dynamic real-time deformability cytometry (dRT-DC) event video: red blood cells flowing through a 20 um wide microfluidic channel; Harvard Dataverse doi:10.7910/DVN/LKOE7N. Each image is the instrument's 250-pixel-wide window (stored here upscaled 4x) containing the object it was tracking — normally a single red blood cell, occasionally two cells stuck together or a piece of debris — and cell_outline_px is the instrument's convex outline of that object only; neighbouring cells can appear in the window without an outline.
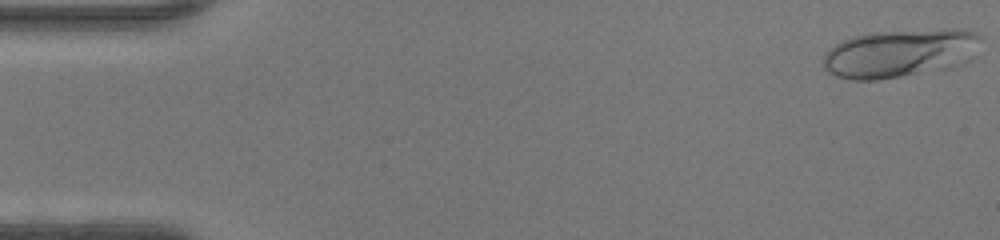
{"species": "human", "species_latin": "Homo sapiens", "temperature_condition": "warm", "stored_images_in_passage": 47, "camera_frame_rate_fps": 3000, "um_per_image_px": 0.085, "donor": {"sex": "female"}, "frame": {"image": 1, "passage_image": 1, "time_ms": 0.0, "image_size_px": [1000, 240], "cell_outline_px": [[984, 36], [956, 64], [948, 68], [876, 80], [852, 80], [836, 76], [828, 72], [824, 68], [824, 52], [836, 44], [844, 40], [856, 36], [872, 32], [952, 28], [956, 28], [976, 32]], "centroid_in_image_um": [76.38, 4.5], "position_along_channel_um": 8.6, "area_um2": 43.35}}
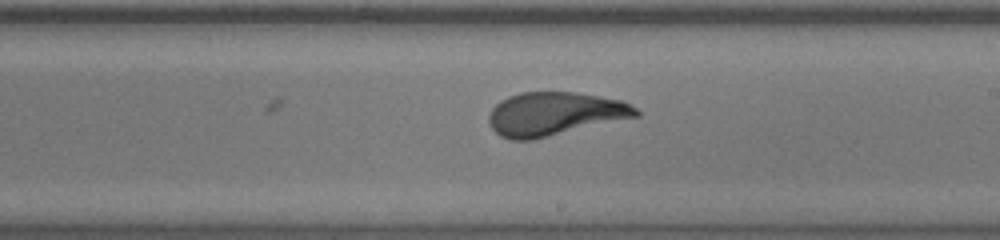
{"frame": {"image": 2, "passage_image": 27, "time_ms": 8.667, "image_size_px": [1000, 240], "cell_outline_px": [[640, 116], [532, 140], [512, 140], [500, 136], [492, 128], [488, 120], [488, 116], [492, 108], [500, 100], [508, 96], [520, 92], [576, 92], [620, 100], [636, 108], [640, 112]], "centroid_in_image_um": [47.12, 9.68], "position_along_channel_um": 241.9, "area_um2": 37.28}}
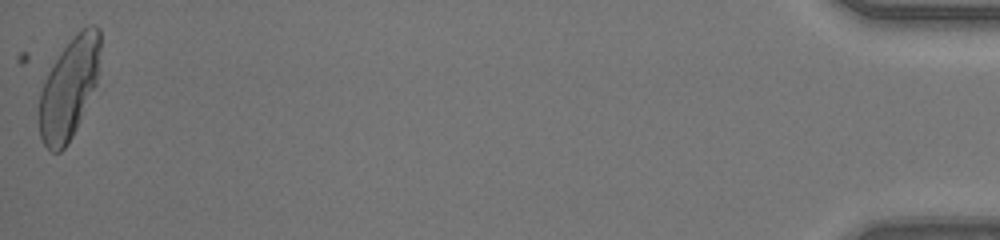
{"frame": {"image": 3, "passage_image": 47, "time_ms": 15.333, "image_size_px": [1000, 240], "cell_outline_px": [[100, 48], [96, 84], [76, 128], [68, 144], [60, 152], [52, 152], [44, 144], [40, 136], [36, 112], [40, 92], [44, 80], [48, 72], [60, 52], [72, 36], [80, 28], [92, 24], [96, 24], [100, 28]], "centroid_in_image_um": [5.83, 7.49], "position_along_channel_um": 429.4, "area_um2": 36.24}, "authors_computed_cell_mechanics": {"area_um2": 36.9342, "velocity_mm_per_s": 4.3571, "shape_relaxation_time_tau1_ms": 6.8609, "shape_relaxation_time_tau2_ms": null, "deformation_change_tau1": 0.2894, "deformation_change_tau2": null}}